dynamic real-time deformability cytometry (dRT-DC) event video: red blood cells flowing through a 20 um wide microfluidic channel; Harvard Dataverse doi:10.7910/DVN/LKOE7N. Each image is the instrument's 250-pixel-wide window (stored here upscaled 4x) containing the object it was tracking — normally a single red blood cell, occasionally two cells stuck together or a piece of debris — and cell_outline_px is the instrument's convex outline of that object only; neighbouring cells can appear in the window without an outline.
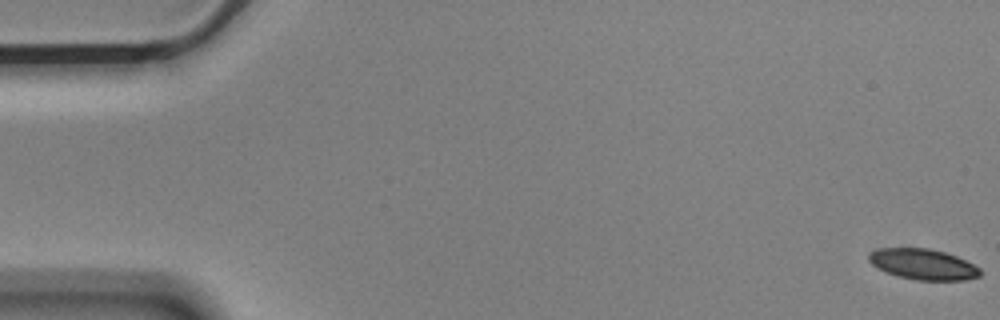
{"species": "Egyptian fruit bat (a non-hibernating species)", "species_latin": "Rousettus aegyptiacus", "temperature_condition": "cold", "stored_images_in_passage": 37, "camera_frame_rate_fps": 3000, "um_per_image_px": 0.085, "animal": {"sex": "male"}, "frame": {"image": 1, "passage_image": 1, "time_ms": 0.0, "image_size_px": [1000, 320], "cell_outline_px": [[980, 276], [964, 280], [916, 280], [896, 276], [872, 264], [868, 260], [868, 256], [876, 248], [928, 248], [944, 252], [956, 256], [980, 268]], "centroid_in_image_um": [78.45, 22.46], "position_along_channel_um": 6.5, "area_um2": 19.71}}
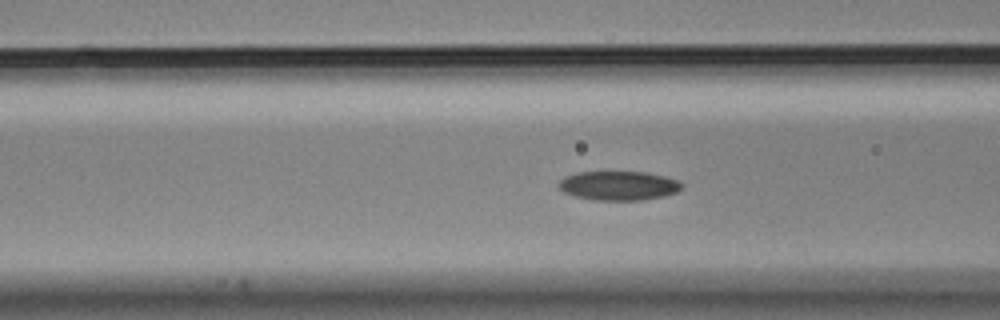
{"frame": {"image": 2, "passage_image": 22, "time_ms": 7.0, "image_size_px": [1000, 320], "cell_outline_px": [[684, 184], [676, 192], [664, 196], [644, 200], [592, 200], [576, 196], [564, 192], [556, 184], [564, 176], [576, 172], [644, 172], [664, 176], [676, 180]], "centroid_in_image_um": [52.55, 15.78], "position_along_channel_um": 114.0, "area_um2": 20.92}}
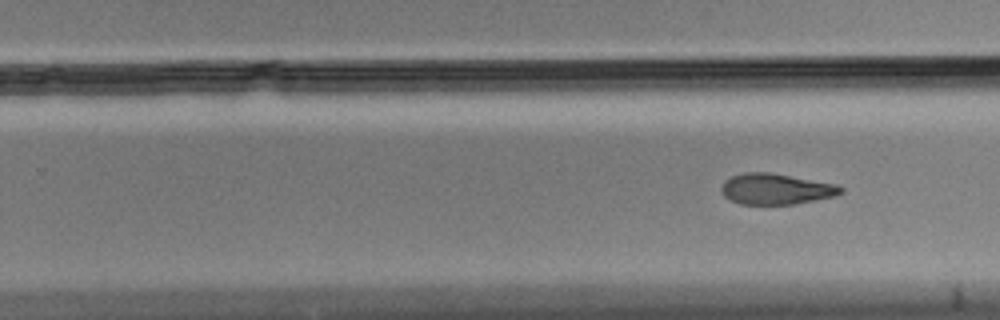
{"frame": {"image": 3, "passage_image": 37, "time_ms": 12.0, "image_size_px": [1000, 320], "cell_outline_px": [[844, 192], [836, 196], [796, 204], [740, 204], [724, 196], [720, 192], [720, 188], [724, 180], [732, 176], [744, 172], [768, 172], [836, 184], [844, 188]], "centroid_in_image_um": [65.95, 16.07], "position_along_channel_um": 263.8, "area_um2": 21.56}}